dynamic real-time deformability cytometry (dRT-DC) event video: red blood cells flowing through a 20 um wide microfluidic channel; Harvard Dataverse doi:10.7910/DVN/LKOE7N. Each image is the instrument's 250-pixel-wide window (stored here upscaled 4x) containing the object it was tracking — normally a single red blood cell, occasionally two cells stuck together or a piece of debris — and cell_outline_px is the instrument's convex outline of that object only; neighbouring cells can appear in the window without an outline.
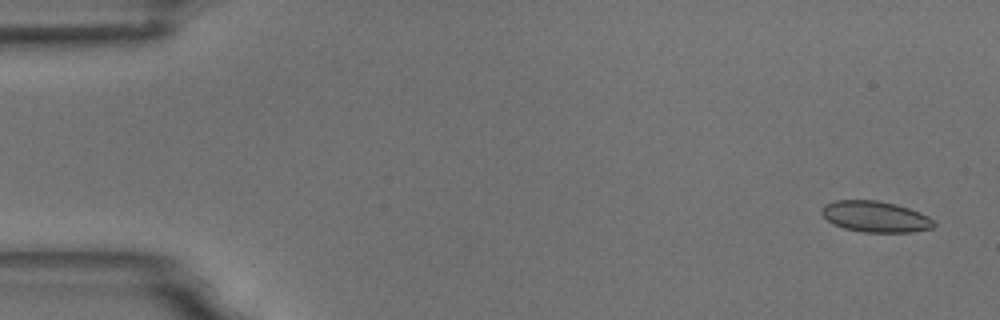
{"species": "common noctule bat (a hibernating species)", "species_latin": "Nyctalus noctula", "temperature_condition": "room temperature", "stored_images_in_passage": 5, "camera_frame_rate_fps": 3000, "um_per_image_px": 0.085, "animal": {"sex": "male", "body_mass_g": 18.8}, "frame": {"image": 1, "passage_image": 1, "time_ms": 0.0, "image_size_px": [1000, 320], "cell_outline_px": [[936, 224], [932, 228], [912, 232], [864, 232], [844, 228], [832, 224], [820, 212], [824, 204], [836, 200], [876, 200], [896, 204], [920, 212], [928, 216]], "centroid_in_image_um": [74.39, 18.41], "position_along_channel_um": 10.6, "area_um2": 20.29}}
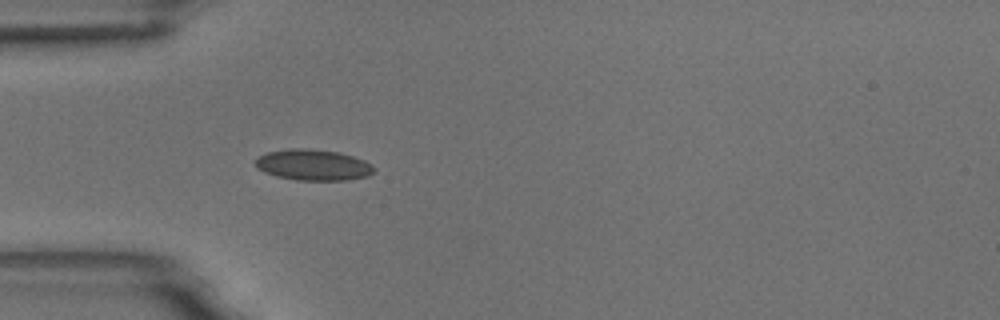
{"frame": {"image": 2, "passage_image": 5, "time_ms": 4.667, "image_size_px": [1000, 320], "cell_outline_px": [[376, 168], [368, 176], [348, 180], [296, 180], [276, 176], [264, 172], [256, 168], [256, 160], [260, 156], [268, 152], [292, 148], [308, 148], [340, 152], [364, 160], [372, 164]], "centroid_in_image_um": [26.64, 14.02], "position_along_channel_um": 58.4, "area_um2": 21.44}}